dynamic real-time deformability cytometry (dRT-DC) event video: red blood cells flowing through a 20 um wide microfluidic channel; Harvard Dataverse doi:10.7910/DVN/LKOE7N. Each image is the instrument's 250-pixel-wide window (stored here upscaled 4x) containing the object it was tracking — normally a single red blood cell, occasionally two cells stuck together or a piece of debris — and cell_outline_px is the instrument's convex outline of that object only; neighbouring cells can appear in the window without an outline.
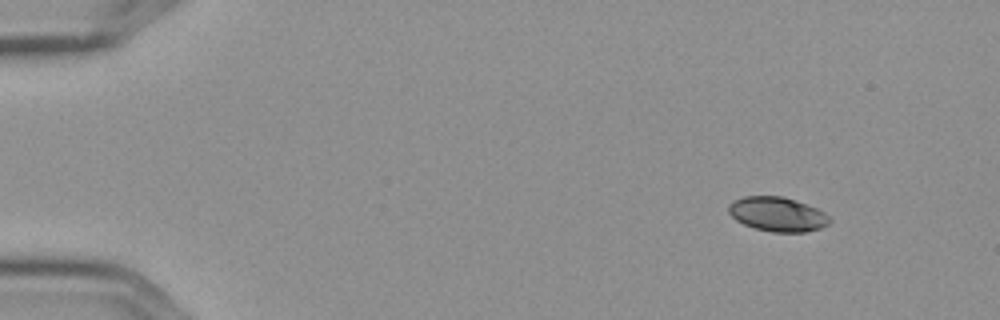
{"species": "Egyptian fruit bat (a non-hibernating species)", "species_latin": "Rousettus aegyptiacus", "temperature_condition": "cold", "stored_images_in_passage": 14, "camera_frame_rate_fps": 3000, "um_per_image_px": 0.085, "frame": {"image": 1, "passage_image": 1, "time_ms": 0.0, "image_size_px": [1000, 320], "cell_outline_px": [[832, 220], [828, 224], [820, 228], [804, 232], [772, 232], [756, 228], [744, 224], [736, 220], [728, 212], [728, 204], [732, 200], [744, 196], [784, 196], [796, 200], [816, 208], [824, 212]], "centroid_in_image_um": [66.07, 18.2], "position_along_channel_um": 18.9, "area_um2": 20.29}}
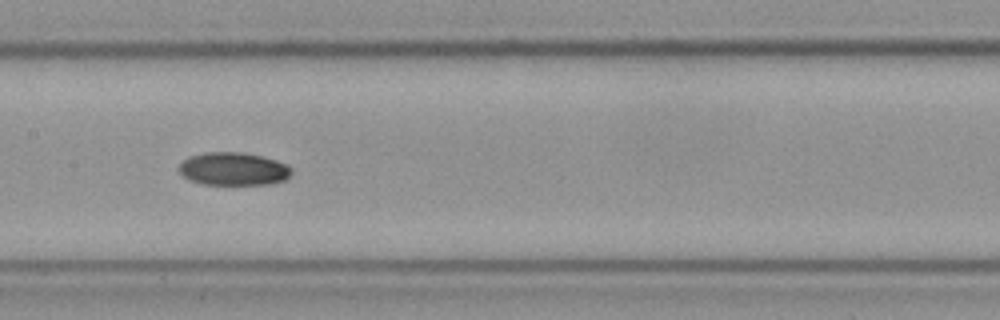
{"frame": {"image": 2, "passage_image": 7, "time_ms": 2.0, "image_size_px": [1000, 320], "cell_outline_px": [[292, 172], [284, 180], [272, 184], [200, 184], [188, 180], [180, 172], [180, 164], [188, 156], [208, 152], [244, 152], [276, 160], [288, 164], [292, 168]], "centroid_in_image_um": [19.85, 14.36], "position_along_channel_um": 187.5, "area_um2": 21.68}}
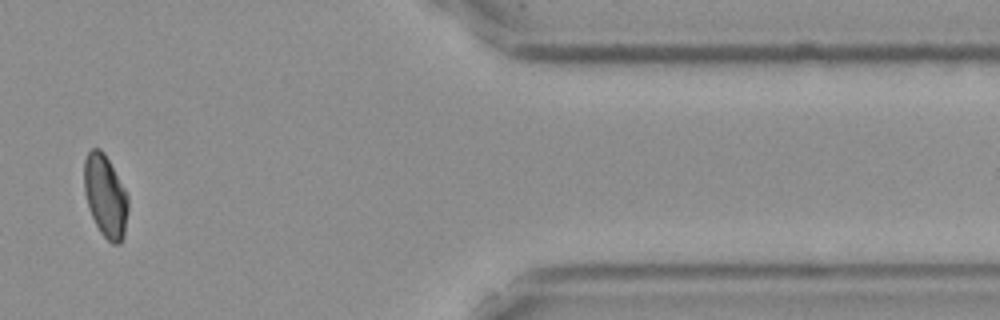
{"frame": {"image": 3, "passage_image": 12, "time_ms": 3.667, "image_size_px": [1000, 320], "cell_outline_px": [[128, 208], [124, 236], [120, 244], [112, 244], [100, 232], [92, 216], [84, 192], [84, 160], [88, 152], [92, 148], [100, 148], [104, 152], [124, 188], [128, 196]], "centroid_in_image_um": [8.96, 16.66], "position_along_channel_um": 402.4, "area_um2": 20.98}}